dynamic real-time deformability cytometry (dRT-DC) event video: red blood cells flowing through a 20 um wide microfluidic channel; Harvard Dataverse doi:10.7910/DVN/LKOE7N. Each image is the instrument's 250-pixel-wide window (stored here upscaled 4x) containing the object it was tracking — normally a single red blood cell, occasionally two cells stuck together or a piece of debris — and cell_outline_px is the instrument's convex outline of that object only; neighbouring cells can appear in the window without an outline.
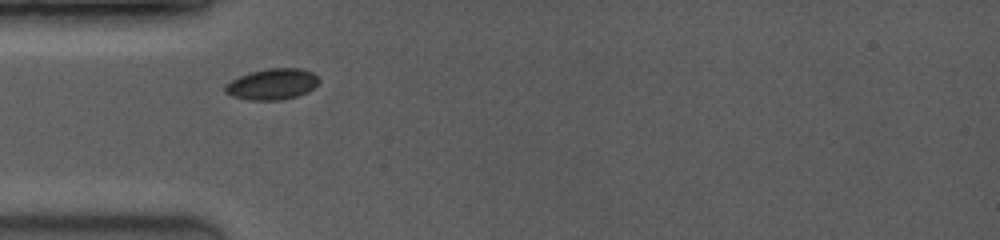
{"species": "common noctule bat (a hibernating species)", "species_latin": "Nyctalus noctula", "temperature_condition": "room temperature", "stored_images_in_passage": 29, "camera_frame_rate_fps": 3500, "um_per_image_px": 0.085, "animal": {"sex": "female", "body_mass_g": 19.0, "forearm_length_mm": 53.3}, "frame": {"image": 1, "passage_image": 1, "time_ms": 0.0, "image_size_px": [1000, 240], "cell_outline_px": [[320, 80], [308, 92], [296, 96], [280, 100], [248, 100], [232, 96], [224, 92], [224, 84], [240, 76], [264, 68], [300, 68], [312, 72]], "centroid_in_image_um": [23.11, 7.15], "position_along_channel_um": 61.9, "area_um2": 16.94}}
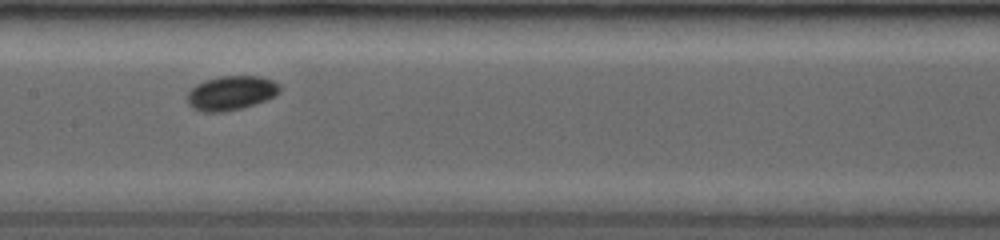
{"frame": {"image": 2, "passage_image": 10, "time_ms": 3.143, "image_size_px": [1000, 240], "cell_outline_px": [[280, 92], [264, 100], [240, 108], [224, 112], [204, 112], [192, 108], [188, 104], [188, 92], [196, 84], [204, 80], [220, 76], [260, 76], [272, 80], [280, 84]], "centroid_in_image_um": [19.62, 7.89], "position_along_channel_um": 187.8, "area_um2": 18.32}}
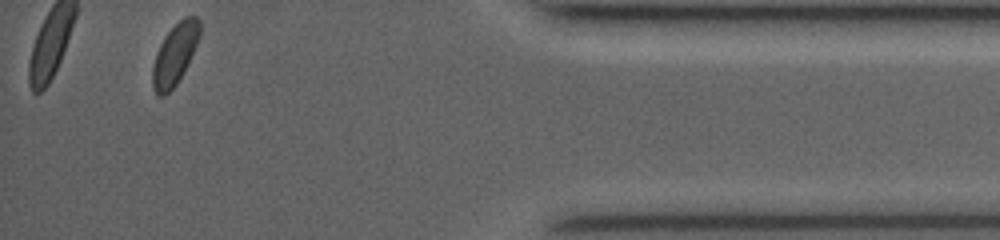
{"frame": {"image": 3, "passage_image": 29, "time_ms": 9.714, "image_size_px": [1000, 240], "cell_outline_px": [[200, 36], [176, 84], [164, 96], [160, 96], [152, 88], [152, 68], [156, 52], [164, 36], [184, 16], [196, 16], [200, 20]], "centroid_in_image_um": [14.84, 4.59], "position_along_channel_um": 420.4, "area_um2": 16.36}, "authors_computed_cell_mechanics": {"area_um2": 17.2822, "velocity_mm_per_s": 4.0612, "shape_relaxation_time_tau1_ms": 1.743, "shape_relaxation_time_tau2_ms": null, "deformation_change_tau1": 0.0272, "deformation_change_tau2": null}}